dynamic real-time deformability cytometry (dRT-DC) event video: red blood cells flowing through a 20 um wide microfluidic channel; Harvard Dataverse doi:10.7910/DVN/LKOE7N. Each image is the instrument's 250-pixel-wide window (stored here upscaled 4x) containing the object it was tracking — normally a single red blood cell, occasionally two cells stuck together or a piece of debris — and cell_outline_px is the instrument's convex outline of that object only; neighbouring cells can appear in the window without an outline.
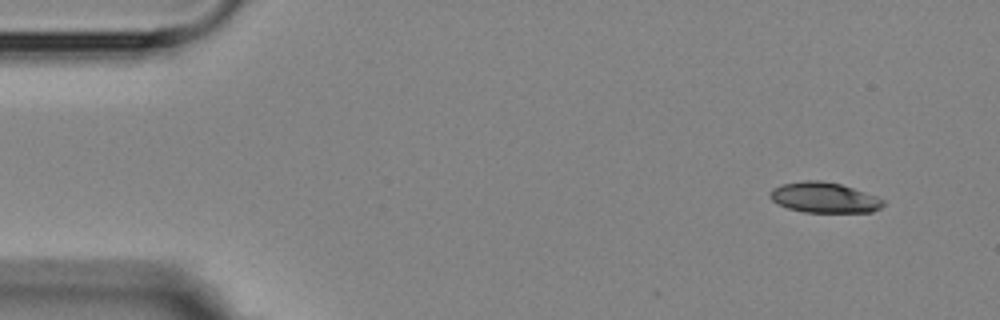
{"species": "Egyptian fruit bat (a non-hibernating species)", "species_latin": "Rousettus aegyptiacus", "temperature_condition": "room temperature", "stored_images_in_passage": 4, "camera_frame_rate_fps": 3000, "um_per_image_px": 0.085, "animal": {"sex": "female"}, "frame": {"image": 1, "passage_image": 1, "time_ms": 0.0, "image_size_px": [1000, 320], "cell_outline_px": [[884, 204], [880, 208], [872, 212], [804, 212], [788, 208], [776, 204], [768, 196], [768, 192], [772, 188], [780, 184], [804, 180], [820, 180], [840, 184], [876, 196], [884, 200]], "centroid_in_image_um": [69.99, 16.79], "position_along_channel_um": 15.0, "area_um2": 20.17}}
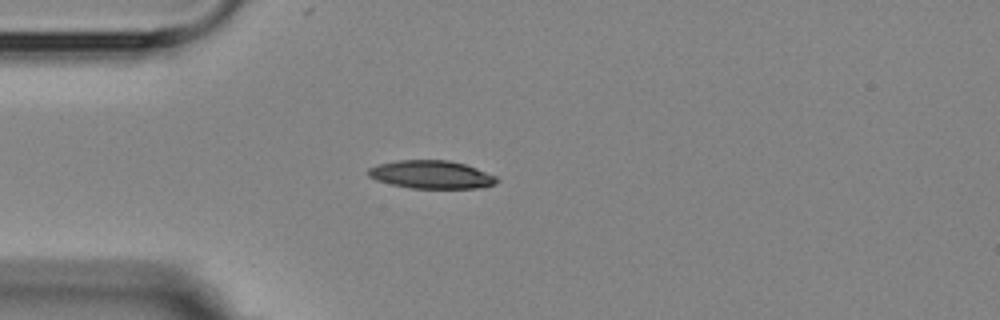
{"frame": {"image": 2, "passage_image": 4, "time_ms": 3.333, "image_size_px": [1000, 320], "cell_outline_px": [[500, 180], [496, 184], [484, 188], [412, 188], [392, 184], [376, 180], [368, 176], [368, 168], [380, 164], [396, 160], [448, 160], [464, 164], [476, 168], [496, 176]], "centroid_in_image_um": [36.7, 14.84], "position_along_channel_um": 48.3, "area_um2": 21.04}}